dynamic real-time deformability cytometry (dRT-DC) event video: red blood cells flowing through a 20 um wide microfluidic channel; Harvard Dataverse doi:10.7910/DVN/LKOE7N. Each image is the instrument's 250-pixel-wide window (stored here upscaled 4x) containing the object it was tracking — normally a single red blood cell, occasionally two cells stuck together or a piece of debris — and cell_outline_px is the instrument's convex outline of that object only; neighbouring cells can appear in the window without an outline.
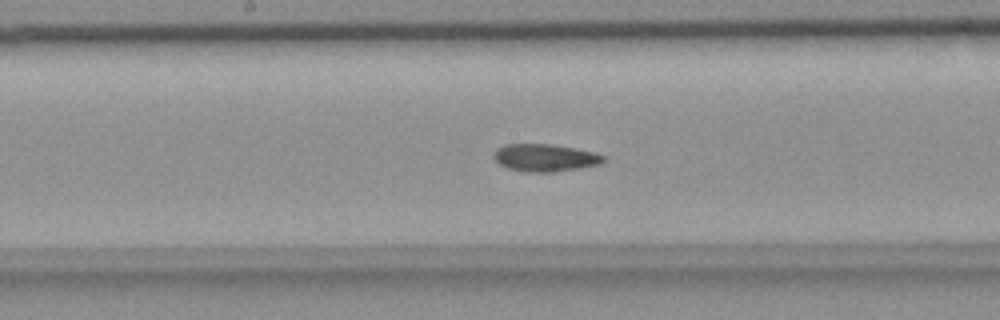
{"species": "common noctule bat (a hibernating species)", "species_latin": "Nyctalus noctula", "temperature_condition": "room temperature", "stored_images_in_passage": 41, "camera_frame_rate_fps": 3000, "um_per_image_px": 0.085, "animal": {"sex": "female", "body_mass_g": 18.4}, "frame": {"image": 1, "passage_image": 13, "time_ms": 4.0, "image_size_px": [1000, 320], "cell_outline_px": [[608, 156], [600, 164], [580, 168], [552, 172], [524, 172], [508, 168], [500, 164], [492, 156], [492, 152], [496, 148], [504, 144], [552, 144], [576, 148], [596, 152]], "centroid_in_image_um": [46.33, 13.4], "position_along_channel_um": 201.9, "area_um2": 17.86}}
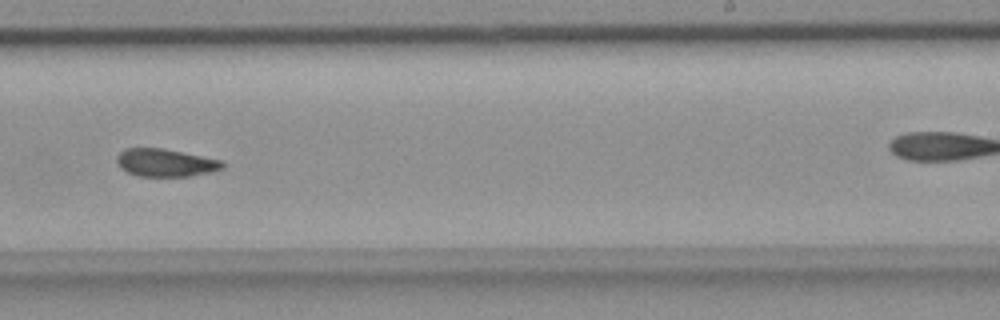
{"frame": {"image": 2, "passage_image": 19, "time_ms": 6.0, "image_size_px": [1000, 320], "cell_outline_px": [[224, 168], [212, 172], [188, 176], [136, 176], [120, 168], [116, 160], [116, 156], [124, 148], [164, 148], [224, 160]], "centroid_in_image_um": [14.08, 13.82], "position_along_channel_um": 274.9, "area_um2": 17.34}}
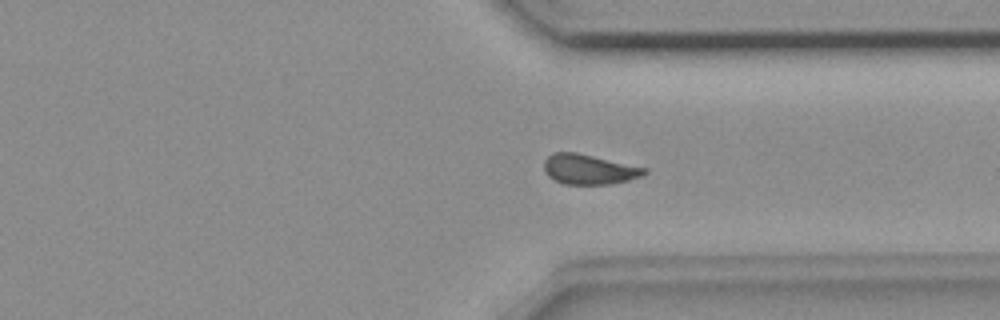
{"frame": {"image": 3, "passage_image": 26, "time_ms": 8.333, "image_size_px": [1000, 320], "cell_outline_px": [[648, 172], [640, 176], [628, 180], [612, 184], [564, 184], [548, 176], [544, 172], [544, 160], [552, 152], [576, 152], [648, 168]], "centroid_in_image_um": [50.05, 14.39], "position_along_channel_um": 361.3, "area_um2": 17.57}, "authors_computed_cell_mechanics": {"area_um2": 17.629, "velocity_mm_per_s": 3.6759, "shape_relaxation_time_tau1_ms": null, "shape_relaxation_time_tau2_ms": 3.8784, "deformation_change_tau1": null, "deformation_change_tau2": 0.0865}}